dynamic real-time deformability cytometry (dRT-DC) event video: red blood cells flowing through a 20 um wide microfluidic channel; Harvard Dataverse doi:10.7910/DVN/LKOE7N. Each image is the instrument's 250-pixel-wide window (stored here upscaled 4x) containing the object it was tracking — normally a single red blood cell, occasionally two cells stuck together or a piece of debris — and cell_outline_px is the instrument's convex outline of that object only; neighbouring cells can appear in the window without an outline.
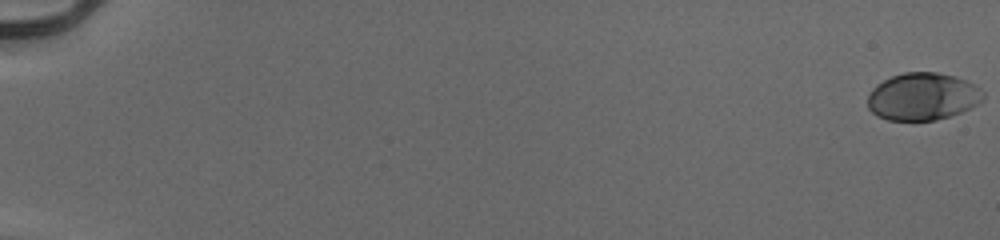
{"species": "human", "species_latin": "Homo sapiens", "temperature_condition": "cold", "stored_images_in_passage": 56, "camera_frame_rate_fps": 3000, "um_per_image_px": 0.085, "donor": {"sex": "male"}, "frame": {"image": 1, "passage_image": 1, "time_ms": 0.0, "image_size_px": [1000, 240], "cell_outline_px": [[984, 100], [960, 112], [936, 120], [888, 120], [876, 116], [868, 108], [868, 96], [872, 88], [876, 84], [892, 76], [904, 72], [936, 72], [956, 76], [968, 80], [976, 84], [984, 92]], "centroid_in_image_um": [78.43, 8.19], "position_along_channel_um": 6.6, "area_um2": 32.08}}
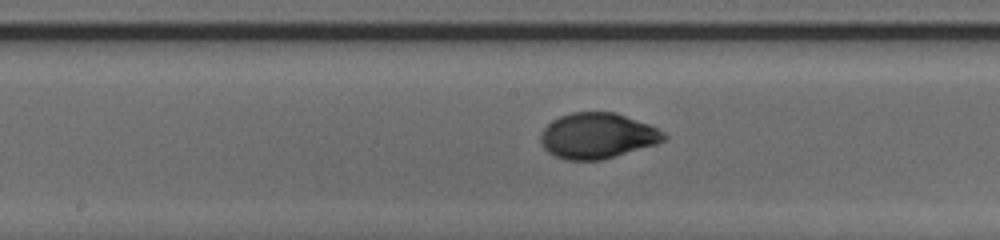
{"frame": {"image": 2, "passage_image": 32, "time_ms": 10.333, "image_size_px": [1000, 240], "cell_outline_px": [[668, 136], [664, 140], [656, 144], [600, 160], [564, 160], [548, 152], [540, 144], [540, 132], [552, 120], [560, 116], [572, 112], [616, 112], [648, 124], [664, 132]], "centroid_in_image_um": [50.75, 11.53], "position_along_channel_um": 197.5, "area_um2": 32.71}}
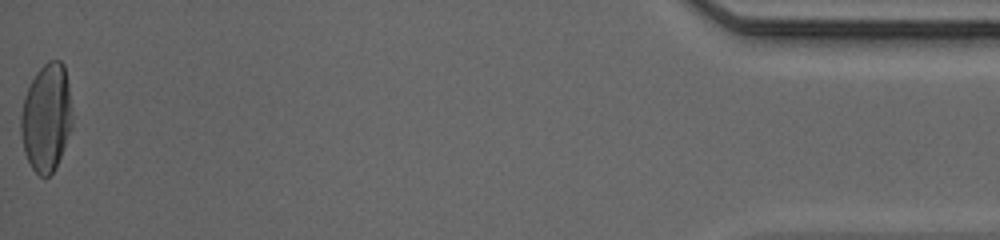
{"frame": {"image": 3, "passage_image": 56, "time_ms": 18.333, "image_size_px": [1000, 240], "cell_outline_px": [[72, 128], [56, 168], [48, 176], [40, 176], [32, 168], [24, 152], [20, 132], [20, 116], [24, 96], [36, 72], [48, 60], [60, 60], [64, 64], [68, 84], [72, 120]], "centroid_in_image_um": [3.93, 10.0], "position_along_channel_um": 431.3, "area_um2": 32.37}, "authors_computed_cell_mechanics": {"area_um2": 32.1079, "velocity_mm_per_s": 3.9502, "shape_relaxation_time_tau1_ms": 3.5911, "shape_relaxation_time_tau2_ms": null, "deformation_change_tau1": 0.159, "deformation_change_tau2": null}}